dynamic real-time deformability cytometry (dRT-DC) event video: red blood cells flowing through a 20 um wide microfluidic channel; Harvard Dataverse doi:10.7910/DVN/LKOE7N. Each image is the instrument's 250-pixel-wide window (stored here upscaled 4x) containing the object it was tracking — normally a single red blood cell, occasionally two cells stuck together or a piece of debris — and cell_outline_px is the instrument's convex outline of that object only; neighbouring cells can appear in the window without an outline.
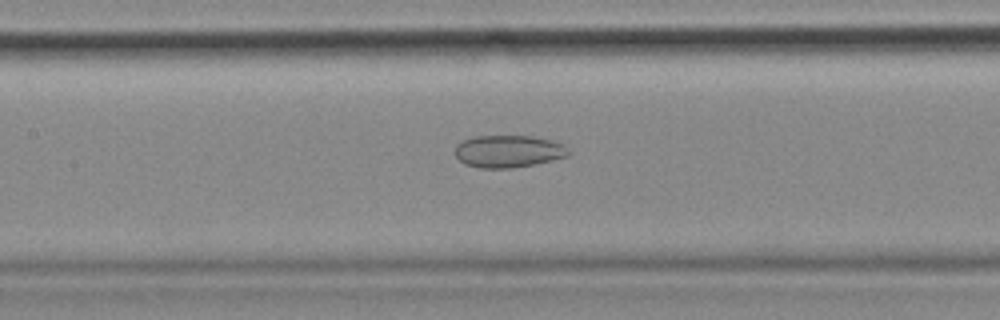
{"species": "common noctule bat (a hibernating species)", "species_latin": "Nyctalus noctula", "temperature_condition": "cold", "stored_images_in_passage": 43, "camera_frame_rate_fps": 3000, "um_per_image_px": 0.085, "animal": {"sex": "female", "body_mass_g": 18.4}, "frame": {"image": 1, "passage_image": 13, "time_ms": 4.0, "image_size_px": [1000, 320], "cell_outline_px": [[572, 152], [568, 156], [536, 164], [512, 168], [480, 168], [464, 164], [456, 156], [456, 144], [472, 136], [532, 136], [552, 140], [564, 144]], "centroid_in_image_um": [43.25, 12.86], "position_along_channel_um": 164.2, "area_um2": 21.56}}